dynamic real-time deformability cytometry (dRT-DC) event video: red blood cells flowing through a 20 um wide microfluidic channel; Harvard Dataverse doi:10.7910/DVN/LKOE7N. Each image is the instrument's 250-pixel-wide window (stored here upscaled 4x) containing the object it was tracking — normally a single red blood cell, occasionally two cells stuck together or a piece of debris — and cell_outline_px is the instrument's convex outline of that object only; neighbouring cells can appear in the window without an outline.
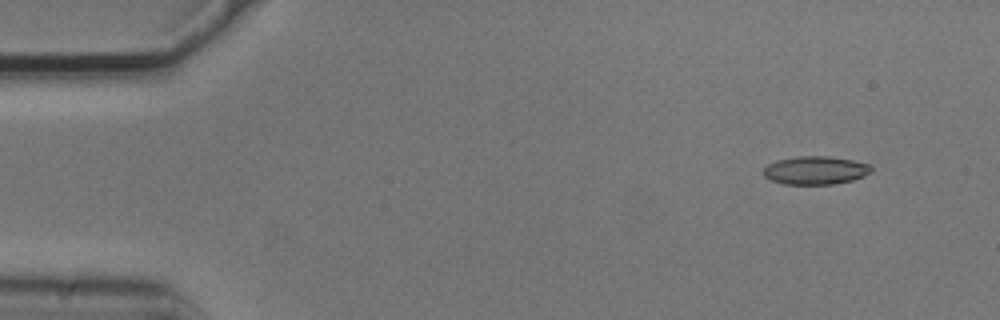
{"species": "common noctule bat (a hibernating species)", "species_latin": "Nyctalus noctula", "temperature_condition": "cold", "stored_images_in_passage": 4, "segment_of_instrument_passage": [1, 2], "camera_frame_rate_fps": 3000, "um_per_image_px": 0.085, "animal": {"sex": "male", "body_mass_g": 20.5, "forearm_length_mm": 52.5}, "frame": {"image": 1, "passage_image": 1, "time_ms": 0.0, "image_size_px": [1000, 320], "cell_outline_px": [[872, 172], [864, 176], [852, 180], [836, 184], [784, 184], [772, 180], [764, 176], [764, 168], [768, 164], [776, 160], [796, 156], [828, 156], [852, 160], [872, 164]], "centroid_in_image_um": [69.35, 14.47], "position_along_channel_um": 15.7, "area_um2": 17.86}}